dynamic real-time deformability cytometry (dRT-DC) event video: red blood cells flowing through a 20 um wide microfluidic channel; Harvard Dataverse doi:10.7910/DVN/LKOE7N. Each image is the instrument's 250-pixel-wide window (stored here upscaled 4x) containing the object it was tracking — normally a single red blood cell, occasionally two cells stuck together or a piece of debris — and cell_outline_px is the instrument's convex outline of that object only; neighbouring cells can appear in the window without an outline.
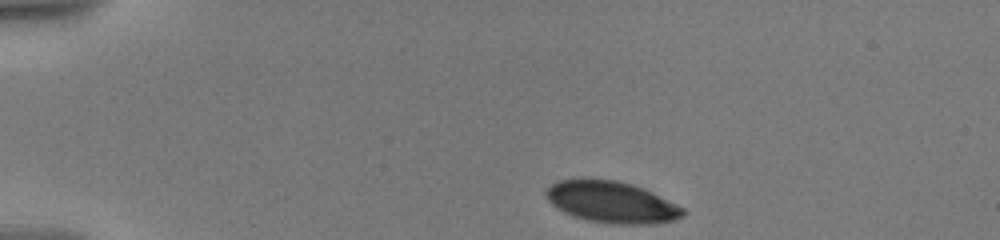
{"species": "human", "species_latin": "Homo sapiens", "temperature_condition": "warm", "stored_images_in_passage": 39, "camera_frame_rate_fps": 3000, "um_per_image_px": 0.085, "donor": {"sex": "male"}, "frame": {"image": 1, "passage_image": 1, "time_ms": 0.0, "image_size_px": [1000, 240], "cell_outline_px": [[684, 216], [672, 220], [652, 224], [612, 224], [588, 220], [572, 216], [556, 208], [548, 200], [544, 192], [552, 184], [560, 180], [580, 176], [616, 180], [632, 184], [644, 188], [684, 208]], "centroid_in_image_um": [51.93, 17.15], "position_along_channel_um": 33.1, "area_um2": 33.58}}
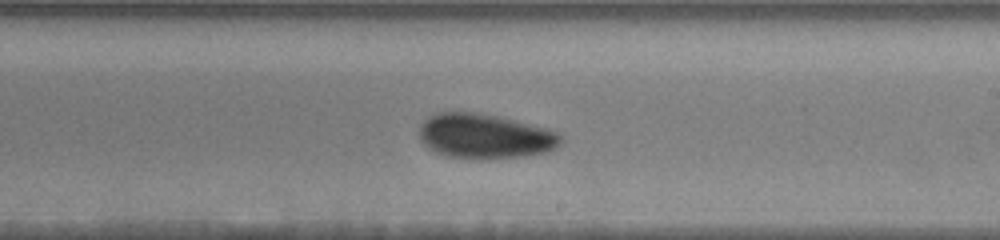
{"frame": {"image": 2, "passage_image": 23, "time_ms": 8.0, "image_size_px": [1000, 240], "cell_outline_px": [[564, 140], [556, 148], [544, 152], [520, 156], [484, 160], [476, 160], [448, 156], [436, 152], [428, 148], [420, 140], [420, 124], [428, 116], [436, 112], [480, 112], [544, 128], [556, 132], [564, 136]], "centroid_in_image_um": [41.18, 11.58], "position_along_channel_um": 247.8, "area_um2": 37.05}}
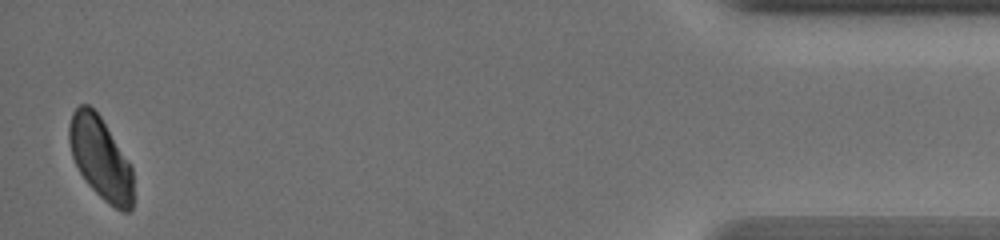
{"frame": {"image": 3, "passage_image": 39, "time_ms": 15.0, "image_size_px": [1000, 240], "cell_outline_px": [[132, 208], [128, 212], [120, 212], [108, 204], [88, 184], [80, 172], [72, 156], [68, 140], [68, 124], [72, 112], [80, 104], [88, 104], [100, 116], [132, 164]], "centroid_in_image_um": [8.54, 13.44], "position_along_channel_um": 426.7, "area_um2": 30.87}, "authors_computed_cell_mechanics": {"area_um2": 35.6626, "velocity_mm_per_s": 3.5626, "shape_relaxation_time_tau1_ms": 2.7341, "shape_relaxation_time_tau2_ms": null, "deformation_change_tau1": 0.0775, "deformation_change_tau2": null}}